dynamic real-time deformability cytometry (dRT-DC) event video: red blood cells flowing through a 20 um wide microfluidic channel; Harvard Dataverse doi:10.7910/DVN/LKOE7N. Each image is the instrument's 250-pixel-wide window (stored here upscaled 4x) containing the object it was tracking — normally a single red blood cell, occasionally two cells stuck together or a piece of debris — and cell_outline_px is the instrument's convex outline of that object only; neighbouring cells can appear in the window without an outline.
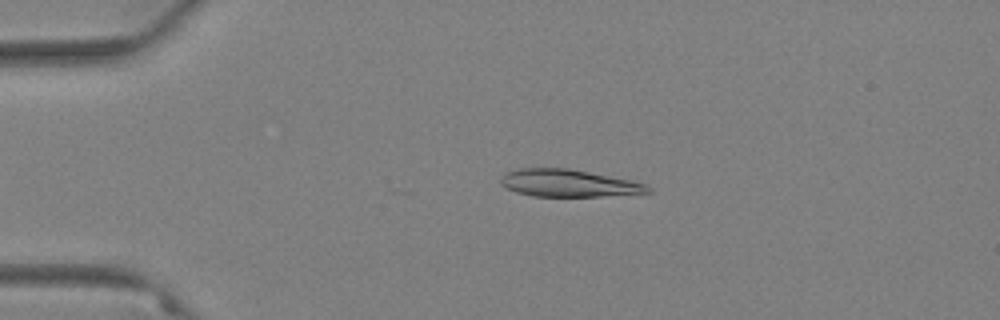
{"species": "Egyptian fruit bat (a non-hibernating species)", "species_latin": "Rousettus aegyptiacus", "temperature_condition": "warm", "stored_images_in_passage": 59, "camera_frame_rate_fps": 3000, "um_per_image_px": 0.085, "animal": {"sex": "female"}, "frame": {"image": 1, "passage_image": 13, "time_ms": 4.0, "image_size_px": [1000, 320], "cell_outline_px": [[652, 192], [600, 196], [532, 196], [516, 192], [504, 188], [500, 184], [500, 176], [504, 172], [520, 168], [568, 168], [632, 180], [644, 184], [652, 188]], "centroid_in_image_um": [48.26, 15.56], "position_along_channel_um": 36.7, "area_um2": 23.52}}
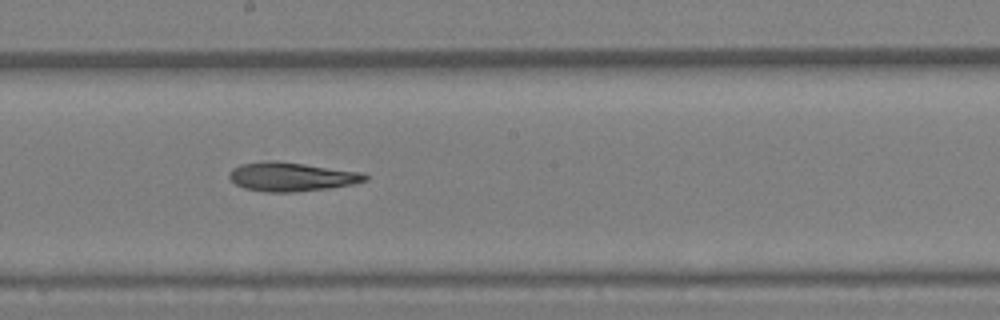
{"frame": {"image": 2, "passage_image": 33, "time_ms": 10.667, "image_size_px": [1000, 320], "cell_outline_px": [[368, 180], [352, 184], [328, 188], [292, 192], [268, 192], [244, 188], [236, 184], [228, 176], [232, 168], [240, 164], [264, 160], [276, 160], [364, 172], [368, 176]], "centroid_in_image_um": [24.78, 15.01], "position_along_channel_um": 223.4, "area_um2": 23.0}}
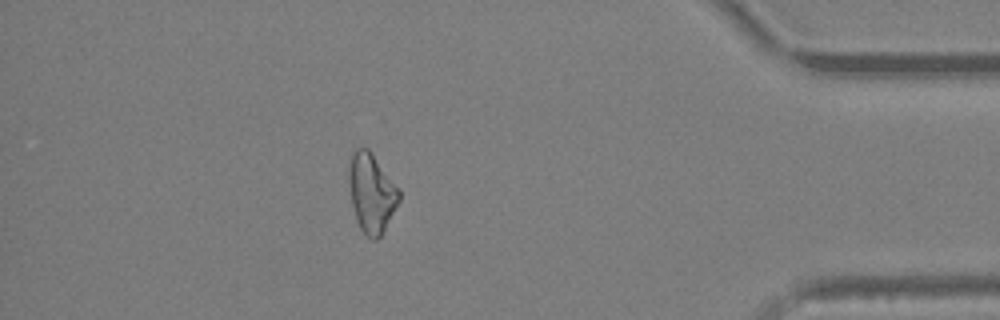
{"frame": {"image": 3, "passage_image": 52, "time_ms": 17.0, "image_size_px": [1000, 320], "cell_outline_px": [[400, 200], [384, 232], [376, 240], [372, 240], [360, 228], [356, 220], [352, 204], [348, 180], [348, 172], [352, 152], [356, 148], [368, 148], [372, 152], [400, 188]], "centroid_in_image_um": [31.6, 16.39], "position_along_channel_um": 403.6, "area_um2": 23.41}}